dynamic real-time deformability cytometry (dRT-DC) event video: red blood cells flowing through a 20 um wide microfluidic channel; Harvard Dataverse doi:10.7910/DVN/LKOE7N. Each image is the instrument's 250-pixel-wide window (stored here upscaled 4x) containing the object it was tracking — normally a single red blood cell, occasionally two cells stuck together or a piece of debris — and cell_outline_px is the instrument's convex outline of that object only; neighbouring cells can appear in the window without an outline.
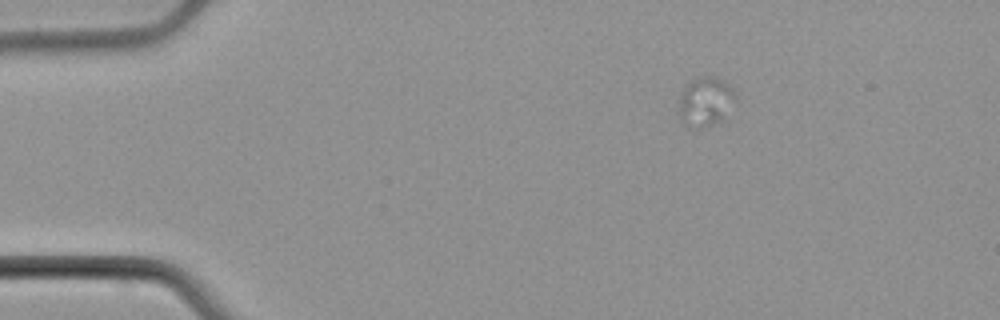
{"species": "common noctule bat (a hibernating species)", "species_latin": "Nyctalus noctula", "temperature_condition": "cold", "stored_images_in_passage": 6, "camera_frame_rate_fps": 3000, "um_per_image_px": 0.085, "animal": {"sex": "male", "body_mass_g": 21.5, "forearm_length_mm": 52.0}, "frame": {"image": 1, "passage_image": 3, "time_ms": 2.667, "image_size_px": [1000, 320], "cell_outline_px": [[736, 100], [720, 120], [712, 124], [700, 128], [688, 128], [684, 124], [680, 116], [680, 96], [684, 84], [700, 76], [712, 76], [724, 80], [732, 88], [736, 96]], "centroid_in_image_um": [59.95, 8.61], "position_along_channel_um": 25.1, "area_um2": 16.18}}
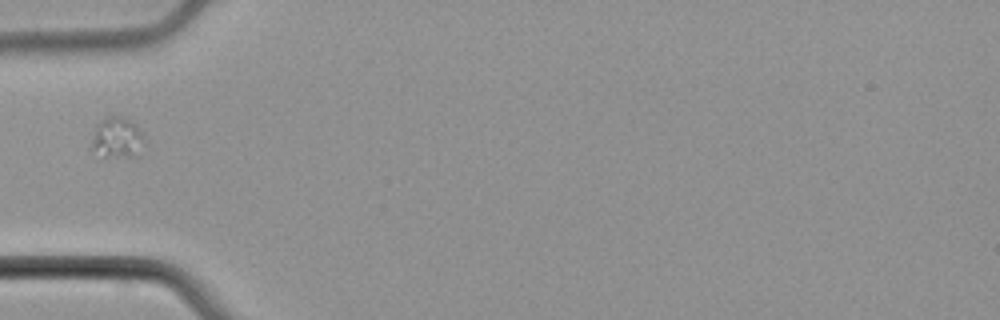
{"frame": {"image": 2, "passage_image": 6, "time_ms": 6.0, "image_size_px": [1000, 320], "cell_outline_px": [[140, 156], [104, 156], [92, 148], [92, 140], [96, 124], [100, 120], [108, 116], [120, 116], [128, 120], [140, 132]], "centroid_in_image_um": [9.89, 11.7], "position_along_channel_um": 75.1, "area_um2": 11.79}}